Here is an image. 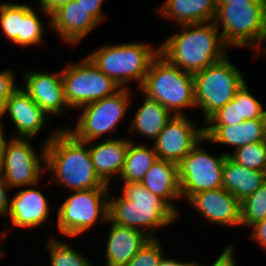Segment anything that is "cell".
I'll return each instance as SVG.
<instances>
[{
  "label": "cell",
  "mask_w": 266,
  "mask_h": 266,
  "mask_svg": "<svg viewBox=\"0 0 266 266\" xmlns=\"http://www.w3.org/2000/svg\"><path fill=\"white\" fill-rule=\"evenodd\" d=\"M72 0H38L37 6H39L47 14L51 15L54 11L60 8L62 5L71 2Z\"/></svg>",
  "instance_id": "cell-40"
},
{
  "label": "cell",
  "mask_w": 266,
  "mask_h": 266,
  "mask_svg": "<svg viewBox=\"0 0 266 266\" xmlns=\"http://www.w3.org/2000/svg\"><path fill=\"white\" fill-rule=\"evenodd\" d=\"M110 189H89L67 192L62 204L56 206V229L67 238L90 232L96 225L107 223Z\"/></svg>",
  "instance_id": "cell-9"
},
{
  "label": "cell",
  "mask_w": 266,
  "mask_h": 266,
  "mask_svg": "<svg viewBox=\"0 0 266 266\" xmlns=\"http://www.w3.org/2000/svg\"><path fill=\"white\" fill-rule=\"evenodd\" d=\"M5 126L0 123V171L4 160L5 149L10 138L7 137ZM8 138V139H7Z\"/></svg>",
  "instance_id": "cell-42"
},
{
  "label": "cell",
  "mask_w": 266,
  "mask_h": 266,
  "mask_svg": "<svg viewBox=\"0 0 266 266\" xmlns=\"http://www.w3.org/2000/svg\"><path fill=\"white\" fill-rule=\"evenodd\" d=\"M213 22L229 49L266 53V2L217 4Z\"/></svg>",
  "instance_id": "cell-5"
},
{
  "label": "cell",
  "mask_w": 266,
  "mask_h": 266,
  "mask_svg": "<svg viewBox=\"0 0 266 266\" xmlns=\"http://www.w3.org/2000/svg\"><path fill=\"white\" fill-rule=\"evenodd\" d=\"M159 44L149 42H117L103 44L86 56L118 87L137 90L143 84L152 61L159 55ZM134 82V83H132Z\"/></svg>",
  "instance_id": "cell-4"
},
{
  "label": "cell",
  "mask_w": 266,
  "mask_h": 266,
  "mask_svg": "<svg viewBox=\"0 0 266 266\" xmlns=\"http://www.w3.org/2000/svg\"><path fill=\"white\" fill-rule=\"evenodd\" d=\"M236 163L250 169L265 172L266 141L243 145L228 155Z\"/></svg>",
  "instance_id": "cell-31"
},
{
  "label": "cell",
  "mask_w": 266,
  "mask_h": 266,
  "mask_svg": "<svg viewBox=\"0 0 266 266\" xmlns=\"http://www.w3.org/2000/svg\"><path fill=\"white\" fill-rule=\"evenodd\" d=\"M141 183L162 199L178 216L180 215L181 210L176 204L179 199L182 200L178 164L158 159L146 172Z\"/></svg>",
  "instance_id": "cell-22"
},
{
  "label": "cell",
  "mask_w": 266,
  "mask_h": 266,
  "mask_svg": "<svg viewBox=\"0 0 266 266\" xmlns=\"http://www.w3.org/2000/svg\"><path fill=\"white\" fill-rule=\"evenodd\" d=\"M186 204L206 220V224L220 227H240L241 202L229 191L221 188L193 194Z\"/></svg>",
  "instance_id": "cell-16"
},
{
  "label": "cell",
  "mask_w": 266,
  "mask_h": 266,
  "mask_svg": "<svg viewBox=\"0 0 266 266\" xmlns=\"http://www.w3.org/2000/svg\"><path fill=\"white\" fill-rule=\"evenodd\" d=\"M32 6L19 2L0 3V31L9 44L21 48V27L24 14Z\"/></svg>",
  "instance_id": "cell-28"
},
{
  "label": "cell",
  "mask_w": 266,
  "mask_h": 266,
  "mask_svg": "<svg viewBox=\"0 0 266 266\" xmlns=\"http://www.w3.org/2000/svg\"><path fill=\"white\" fill-rule=\"evenodd\" d=\"M245 120H240L239 103L233 99L212 115L204 126H228L239 124Z\"/></svg>",
  "instance_id": "cell-34"
},
{
  "label": "cell",
  "mask_w": 266,
  "mask_h": 266,
  "mask_svg": "<svg viewBox=\"0 0 266 266\" xmlns=\"http://www.w3.org/2000/svg\"><path fill=\"white\" fill-rule=\"evenodd\" d=\"M132 89L120 88L113 95L87 103L77 110H81L76 125L63 126L76 139L91 142L103 139L117 138L120 120H125L133 100ZM131 95V96H130ZM115 135H114V134ZM116 136V137H111Z\"/></svg>",
  "instance_id": "cell-8"
},
{
  "label": "cell",
  "mask_w": 266,
  "mask_h": 266,
  "mask_svg": "<svg viewBox=\"0 0 266 266\" xmlns=\"http://www.w3.org/2000/svg\"><path fill=\"white\" fill-rule=\"evenodd\" d=\"M39 183L16 189L10 196V209L7 216L9 228H3L6 236L12 234L13 229L34 230L47 224H52L51 213L55 212L56 205H50V200L42 188L38 189ZM49 219V221H48ZM50 223H48V222ZM11 233V234H10Z\"/></svg>",
  "instance_id": "cell-13"
},
{
  "label": "cell",
  "mask_w": 266,
  "mask_h": 266,
  "mask_svg": "<svg viewBox=\"0 0 266 266\" xmlns=\"http://www.w3.org/2000/svg\"><path fill=\"white\" fill-rule=\"evenodd\" d=\"M163 245L160 238H151L126 266H159L166 255Z\"/></svg>",
  "instance_id": "cell-33"
},
{
  "label": "cell",
  "mask_w": 266,
  "mask_h": 266,
  "mask_svg": "<svg viewBox=\"0 0 266 266\" xmlns=\"http://www.w3.org/2000/svg\"><path fill=\"white\" fill-rule=\"evenodd\" d=\"M146 97L160 102L174 116L196 110L194 75L169 63L160 54L152 61L138 89Z\"/></svg>",
  "instance_id": "cell-6"
},
{
  "label": "cell",
  "mask_w": 266,
  "mask_h": 266,
  "mask_svg": "<svg viewBox=\"0 0 266 266\" xmlns=\"http://www.w3.org/2000/svg\"><path fill=\"white\" fill-rule=\"evenodd\" d=\"M11 188L0 172V217L7 218L10 209Z\"/></svg>",
  "instance_id": "cell-39"
},
{
  "label": "cell",
  "mask_w": 266,
  "mask_h": 266,
  "mask_svg": "<svg viewBox=\"0 0 266 266\" xmlns=\"http://www.w3.org/2000/svg\"><path fill=\"white\" fill-rule=\"evenodd\" d=\"M110 225H109V224ZM104 236L103 258L105 266H126L137 252L151 239L141 230L117 225L109 219Z\"/></svg>",
  "instance_id": "cell-19"
},
{
  "label": "cell",
  "mask_w": 266,
  "mask_h": 266,
  "mask_svg": "<svg viewBox=\"0 0 266 266\" xmlns=\"http://www.w3.org/2000/svg\"><path fill=\"white\" fill-rule=\"evenodd\" d=\"M266 141V118L245 120L228 126H204V142L212 145L231 146L229 155L240 146Z\"/></svg>",
  "instance_id": "cell-20"
},
{
  "label": "cell",
  "mask_w": 266,
  "mask_h": 266,
  "mask_svg": "<svg viewBox=\"0 0 266 266\" xmlns=\"http://www.w3.org/2000/svg\"><path fill=\"white\" fill-rule=\"evenodd\" d=\"M202 142L204 138L178 163L181 196L185 202L193 194L222 187L227 155L222 152L216 156L200 145Z\"/></svg>",
  "instance_id": "cell-12"
},
{
  "label": "cell",
  "mask_w": 266,
  "mask_h": 266,
  "mask_svg": "<svg viewBox=\"0 0 266 266\" xmlns=\"http://www.w3.org/2000/svg\"><path fill=\"white\" fill-rule=\"evenodd\" d=\"M44 15L47 20L46 26L44 25L43 18L40 15ZM50 29V15L43 11L39 6H32L23 16L22 27H21V48L25 49L28 47H40L41 44L45 45L44 35L46 29Z\"/></svg>",
  "instance_id": "cell-29"
},
{
  "label": "cell",
  "mask_w": 266,
  "mask_h": 266,
  "mask_svg": "<svg viewBox=\"0 0 266 266\" xmlns=\"http://www.w3.org/2000/svg\"><path fill=\"white\" fill-rule=\"evenodd\" d=\"M227 54L204 70L194 73L196 111L205 123L214 113L234 99L246 81L245 73L230 60Z\"/></svg>",
  "instance_id": "cell-7"
},
{
  "label": "cell",
  "mask_w": 266,
  "mask_h": 266,
  "mask_svg": "<svg viewBox=\"0 0 266 266\" xmlns=\"http://www.w3.org/2000/svg\"><path fill=\"white\" fill-rule=\"evenodd\" d=\"M87 13L91 15L99 24L105 23L106 13L102 9L106 0H76Z\"/></svg>",
  "instance_id": "cell-36"
},
{
  "label": "cell",
  "mask_w": 266,
  "mask_h": 266,
  "mask_svg": "<svg viewBox=\"0 0 266 266\" xmlns=\"http://www.w3.org/2000/svg\"><path fill=\"white\" fill-rule=\"evenodd\" d=\"M142 97L141 105L135 108L137 111H134L133 118L129 122V129L125 133L136 132V136L139 134L145 138L144 142L149 144L157 139L158 134L174 115L160 102L150 99L144 94Z\"/></svg>",
  "instance_id": "cell-24"
},
{
  "label": "cell",
  "mask_w": 266,
  "mask_h": 266,
  "mask_svg": "<svg viewBox=\"0 0 266 266\" xmlns=\"http://www.w3.org/2000/svg\"><path fill=\"white\" fill-rule=\"evenodd\" d=\"M245 82L236 92L234 100L239 103L240 120L266 118V107L257 99L249 85Z\"/></svg>",
  "instance_id": "cell-32"
},
{
  "label": "cell",
  "mask_w": 266,
  "mask_h": 266,
  "mask_svg": "<svg viewBox=\"0 0 266 266\" xmlns=\"http://www.w3.org/2000/svg\"><path fill=\"white\" fill-rule=\"evenodd\" d=\"M44 246L49 256V266H95L86 255L64 238L61 240L57 235L47 237ZM85 255V256H84Z\"/></svg>",
  "instance_id": "cell-27"
},
{
  "label": "cell",
  "mask_w": 266,
  "mask_h": 266,
  "mask_svg": "<svg viewBox=\"0 0 266 266\" xmlns=\"http://www.w3.org/2000/svg\"><path fill=\"white\" fill-rule=\"evenodd\" d=\"M117 137L113 139H101L86 142L89 145L90 154L96 174L107 185L112 186V182L117 185L114 177L120 176L126 153L129 147V138ZM95 143V144H94Z\"/></svg>",
  "instance_id": "cell-21"
},
{
  "label": "cell",
  "mask_w": 266,
  "mask_h": 266,
  "mask_svg": "<svg viewBox=\"0 0 266 266\" xmlns=\"http://www.w3.org/2000/svg\"><path fill=\"white\" fill-rule=\"evenodd\" d=\"M121 187V194L116 197L112 195L113 186L109 190L108 219L111 222L141 230L151 238H160L157 231L179 221V216L141 182H122Z\"/></svg>",
  "instance_id": "cell-2"
},
{
  "label": "cell",
  "mask_w": 266,
  "mask_h": 266,
  "mask_svg": "<svg viewBox=\"0 0 266 266\" xmlns=\"http://www.w3.org/2000/svg\"><path fill=\"white\" fill-rule=\"evenodd\" d=\"M248 229H252L250 234H249V239L262 248L261 250L266 251V218L263 220H260L250 226Z\"/></svg>",
  "instance_id": "cell-38"
},
{
  "label": "cell",
  "mask_w": 266,
  "mask_h": 266,
  "mask_svg": "<svg viewBox=\"0 0 266 266\" xmlns=\"http://www.w3.org/2000/svg\"><path fill=\"white\" fill-rule=\"evenodd\" d=\"M10 119L11 126L15 127V138H32L48 128V115L31 99V97L18 87L8 98L4 111L0 114V123L6 127V120ZM47 126V127H46Z\"/></svg>",
  "instance_id": "cell-17"
},
{
  "label": "cell",
  "mask_w": 266,
  "mask_h": 266,
  "mask_svg": "<svg viewBox=\"0 0 266 266\" xmlns=\"http://www.w3.org/2000/svg\"><path fill=\"white\" fill-rule=\"evenodd\" d=\"M63 128L57 126L50 135L45 134L40 148L35 150L32 138H15L10 136L5 149L1 174L8 186L15 192V188H24L43 181L45 173V150L48 143L56 133ZM44 140V141H43Z\"/></svg>",
  "instance_id": "cell-10"
},
{
  "label": "cell",
  "mask_w": 266,
  "mask_h": 266,
  "mask_svg": "<svg viewBox=\"0 0 266 266\" xmlns=\"http://www.w3.org/2000/svg\"><path fill=\"white\" fill-rule=\"evenodd\" d=\"M21 77L20 87L49 117H65L71 110L65 101L61 69L45 72L31 67Z\"/></svg>",
  "instance_id": "cell-15"
},
{
  "label": "cell",
  "mask_w": 266,
  "mask_h": 266,
  "mask_svg": "<svg viewBox=\"0 0 266 266\" xmlns=\"http://www.w3.org/2000/svg\"><path fill=\"white\" fill-rule=\"evenodd\" d=\"M128 137L129 147L118 179L122 182H141L146 172L158 160V156L152 143H136L134 138H130V135Z\"/></svg>",
  "instance_id": "cell-26"
},
{
  "label": "cell",
  "mask_w": 266,
  "mask_h": 266,
  "mask_svg": "<svg viewBox=\"0 0 266 266\" xmlns=\"http://www.w3.org/2000/svg\"><path fill=\"white\" fill-rule=\"evenodd\" d=\"M233 244H228L224 249H222L221 253L217 258L215 257V261L213 264H200L199 266H237V257L235 256V247Z\"/></svg>",
  "instance_id": "cell-37"
},
{
  "label": "cell",
  "mask_w": 266,
  "mask_h": 266,
  "mask_svg": "<svg viewBox=\"0 0 266 266\" xmlns=\"http://www.w3.org/2000/svg\"><path fill=\"white\" fill-rule=\"evenodd\" d=\"M49 182L66 191L110 189L96 174L89 145L76 139L68 130L61 128L46 143L45 173Z\"/></svg>",
  "instance_id": "cell-1"
},
{
  "label": "cell",
  "mask_w": 266,
  "mask_h": 266,
  "mask_svg": "<svg viewBox=\"0 0 266 266\" xmlns=\"http://www.w3.org/2000/svg\"><path fill=\"white\" fill-rule=\"evenodd\" d=\"M266 2V0H216L217 4Z\"/></svg>",
  "instance_id": "cell-43"
},
{
  "label": "cell",
  "mask_w": 266,
  "mask_h": 266,
  "mask_svg": "<svg viewBox=\"0 0 266 266\" xmlns=\"http://www.w3.org/2000/svg\"><path fill=\"white\" fill-rule=\"evenodd\" d=\"M266 218V181L241 202L240 227L249 228Z\"/></svg>",
  "instance_id": "cell-30"
},
{
  "label": "cell",
  "mask_w": 266,
  "mask_h": 266,
  "mask_svg": "<svg viewBox=\"0 0 266 266\" xmlns=\"http://www.w3.org/2000/svg\"><path fill=\"white\" fill-rule=\"evenodd\" d=\"M195 121V122H194ZM187 115L173 116L152 143L158 159L178 164L204 138V125ZM198 125V126H197Z\"/></svg>",
  "instance_id": "cell-14"
},
{
  "label": "cell",
  "mask_w": 266,
  "mask_h": 266,
  "mask_svg": "<svg viewBox=\"0 0 266 266\" xmlns=\"http://www.w3.org/2000/svg\"><path fill=\"white\" fill-rule=\"evenodd\" d=\"M50 31L62 45L77 47L100 24L76 0L62 5L50 15ZM65 43V44H64Z\"/></svg>",
  "instance_id": "cell-18"
},
{
  "label": "cell",
  "mask_w": 266,
  "mask_h": 266,
  "mask_svg": "<svg viewBox=\"0 0 266 266\" xmlns=\"http://www.w3.org/2000/svg\"><path fill=\"white\" fill-rule=\"evenodd\" d=\"M154 9L159 18L178 26L214 21L217 3L216 0H165Z\"/></svg>",
  "instance_id": "cell-23"
},
{
  "label": "cell",
  "mask_w": 266,
  "mask_h": 266,
  "mask_svg": "<svg viewBox=\"0 0 266 266\" xmlns=\"http://www.w3.org/2000/svg\"><path fill=\"white\" fill-rule=\"evenodd\" d=\"M0 260L1 258H3L6 254L3 248H1L2 245V241L7 237L6 236V232L4 231V229L0 230Z\"/></svg>",
  "instance_id": "cell-44"
},
{
  "label": "cell",
  "mask_w": 266,
  "mask_h": 266,
  "mask_svg": "<svg viewBox=\"0 0 266 266\" xmlns=\"http://www.w3.org/2000/svg\"><path fill=\"white\" fill-rule=\"evenodd\" d=\"M265 181V172L246 168L227 155L223 164L222 187L240 202L253 194Z\"/></svg>",
  "instance_id": "cell-25"
},
{
  "label": "cell",
  "mask_w": 266,
  "mask_h": 266,
  "mask_svg": "<svg viewBox=\"0 0 266 266\" xmlns=\"http://www.w3.org/2000/svg\"><path fill=\"white\" fill-rule=\"evenodd\" d=\"M8 68L0 71V114L4 111L9 96L21 86L16 81L15 70Z\"/></svg>",
  "instance_id": "cell-35"
},
{
  "label": "cell",
  "mask_w": 266,
  "mask_h": 266,
  "mask_svg": "<svg viewBox=\"0 0 266 266\" xmlns=\"http://www.w3.org/2000/svg\"><path fill=\"white\" fill-rule=\"evenodd\" d=\"M65 101L71 111L113 95L120 89L117 84L99 70L87 57L71 60L61 69Z\"/></svg>",
  "instance_id": "cell-11"
},
{
  "label": "cell",
  "mask_w": 266,
  "mask_h": 266,
  "mask_svg": "<svg viewBox=\"0 0 266 266\" xmlns=\"http://www.w3.org/2000/svg\"><path fill=\"white\" fill-rule=\"evenodd\" d=\"M178 27L181 32L159 43V54L183 71L194 74L204 70L230 52L213 21Z\"/></svg>",
  "instance_id": "cell-3"
},
{
  "label": "cell",
  "mask_w": 266,
  "mask_h": 266,
  "mask_svg": "<svg viewBox=\"0 0 266 266\" xmlns=\"http://www.w3.org/2000/svg\"><path fill=\"white\" fill-rule=\"evenodd\" d=\"M169 255V257L167 255H165L162 260L160 261L159 266H194L197 261L196 260H178L176 258H172V256Z\"/></svg>",
  "instance_id": "cell-41"
}]
</instances>
